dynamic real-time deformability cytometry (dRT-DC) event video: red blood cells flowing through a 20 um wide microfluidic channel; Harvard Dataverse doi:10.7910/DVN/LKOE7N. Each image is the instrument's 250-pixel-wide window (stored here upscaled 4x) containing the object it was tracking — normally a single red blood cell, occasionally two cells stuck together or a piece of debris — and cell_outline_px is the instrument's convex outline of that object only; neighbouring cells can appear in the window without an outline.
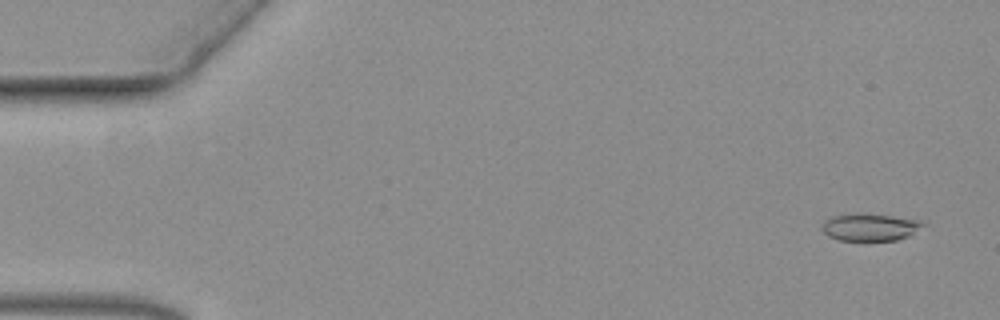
{"species": "common noctule bat (a hibernating species)", "species_latin": "Nyctalus noctula", "temperature_condition": "warm", "stored_images_in_passage": 35, "camera_frame_rate_fps": 3000, "um_per_image_px": 0.085, "animal": {"sex": "female", "body_mass_g": 19.3, "forearm_length_mm": 54.1}, "frame": {"image": 1, "passage_image": 3, "time_ms": 0.667, "image_size_px": [1000, 320], "cell_outline_px": [[924, 224], [908, 236], [896, 240], [840, 240], [828, 236], [820, 228], [824, 220], [832, 216], [856, 212], [860, 212], [892, 216], [920, 220]], "centroid_in_image_um": [73.87, 19.28], "position_along_channel_um": 11.1, "area_um2": 16.07}}
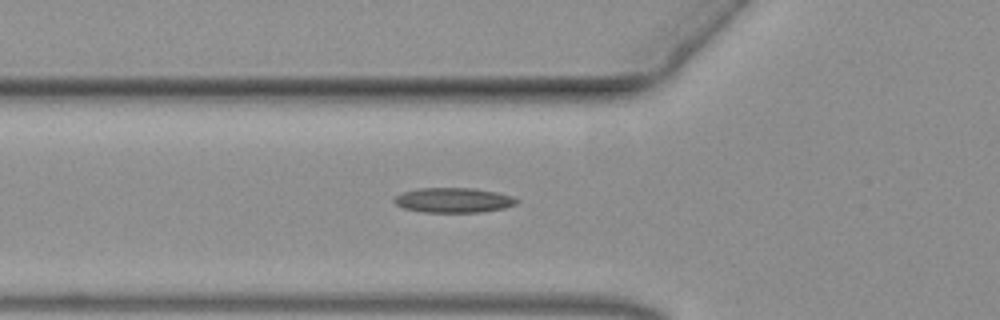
{"frame": {"image": 2, "passage_image": 21, "time_ms": 6.667, "image_size_px": [1000, 320], "cell_outline_px": [[520, 200], [516, 204], [504, 208], [480, 212], [424, 212], [404, 208], [396, 204], [392, 200], [396, 196], [404, 192], [416, 188], [472, 188], [496, 192], [512, 196]], "centroid_in_image_um": [38.55, 17.01], "position_along_channel_um": 87.2, "area_um2": 17.69}}
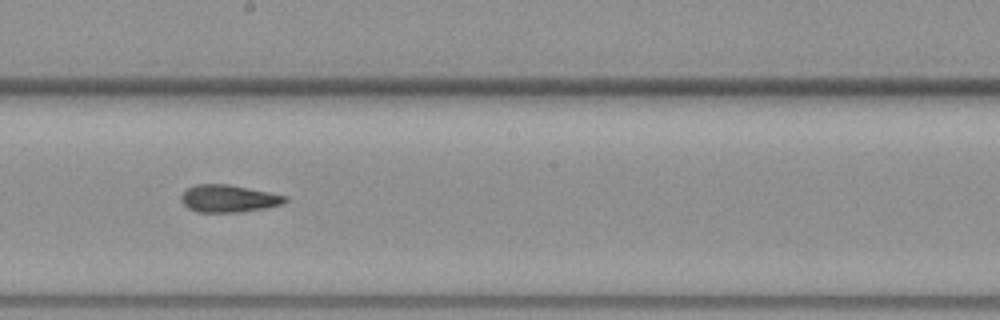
{"frame": {"image": 3, "passage_image": 33, "time_ms": 10.667, "image_size_px": [1000, 320], "cell_outline_px": [[288, 200], [284, 204], [264, 208], [240, 212], [196, 212], [188, 208], [180, 200], [180, 196], [188, 188], [196, 184], [228, 184], [288, 196]], "centroid_in_image_um": [19.43, 16.88], "position_along_channel_um": 228.8, "area_um2": 16.59}}